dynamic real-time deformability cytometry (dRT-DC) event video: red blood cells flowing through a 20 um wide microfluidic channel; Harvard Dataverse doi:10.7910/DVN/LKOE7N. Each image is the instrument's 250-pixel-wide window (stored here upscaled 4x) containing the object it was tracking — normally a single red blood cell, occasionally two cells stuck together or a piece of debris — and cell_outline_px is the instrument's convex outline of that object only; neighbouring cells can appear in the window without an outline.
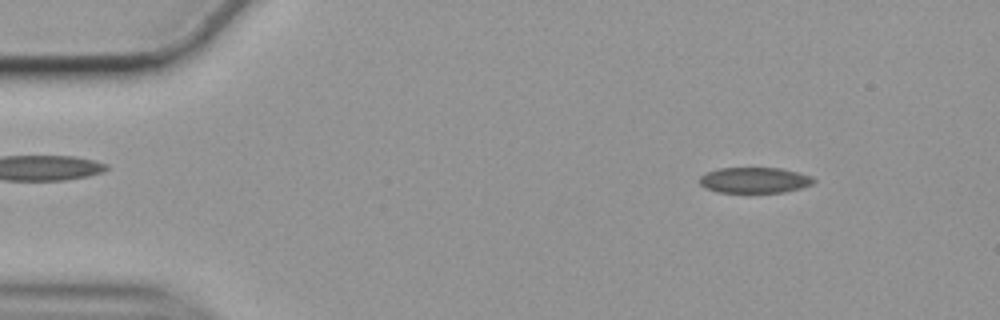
{"species": "common noctule bat (a hibernating species)", "species_latin": "Nyctalus noctula", "temperature_condition": "cold", "stored_images_in_passage": 56, "camera_frame_rate_fps": 3000, "um_per_image_px": 0.085, "animal": {"sex": "female", "body_mass_g": 19.9}, "frame": {"image": 1, "passage_image": 6, "time_ms": 1.667, "image_size_px": [1000, 320], "cell_outline_px": [[816, 180], [812, 184], [800, 188], [784, 192], [716, 192], [704, 188], [700, 184], [700, 176], [708, 172], [720, 168], [780, 168], [812, 176]], "centroid_in_image_um": [64.12, 15.32], "position_along_channel_um": 20.9, "area_um2": 16.99}}
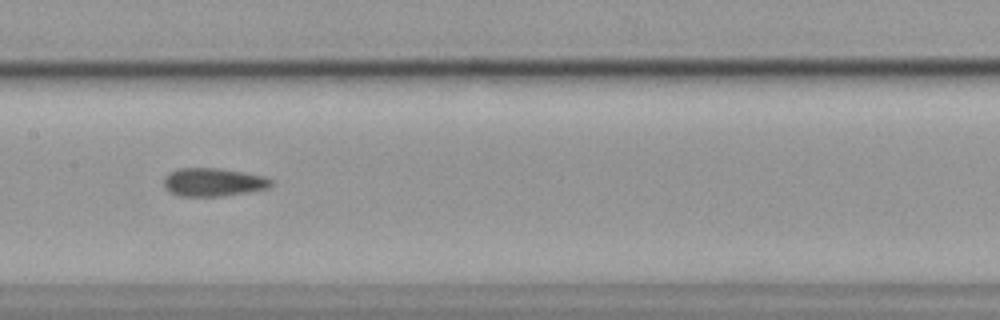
{"frame": {"image": 2, "passage_image": 27, "time_ms": 8.667, "image_size_px": [1000, 320], "cell_outline_px": [[272, 184], [268, 188], [248, 192], [224, 196], [180, 196], [168, 192], [164, 184], [164, 176], [180, 168], [216, 168], [264, 176], [272, 180]], "centroid_in_image_um": [18.11, 15.5], "position_along_channel_um": 189.3, "area_um2": 17.51}}
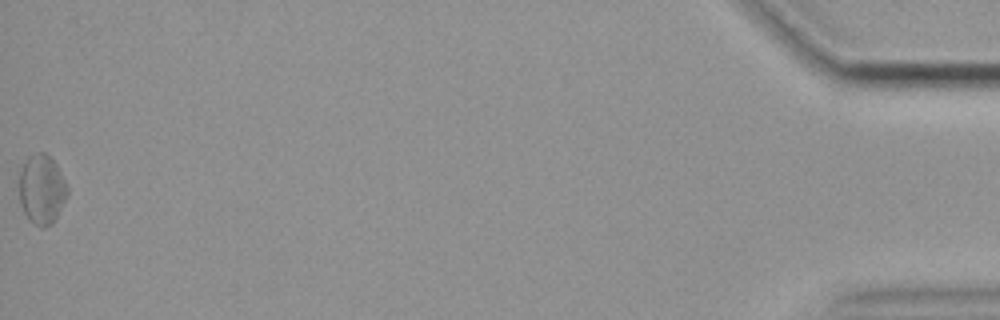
{"frame": {"image": 3, "passage_image": 56, "time_ms": 18.333, "image_size_px": [1000, 320], "cell_outline_px": [[68, 196], [52, 224], [44, 228], [40, 228], [24, 212], [20, 204], [20, 172], [28, 156], [36, 152], [44, 152], [56, 164], [68, 188]], "centroid_in_image_um": [3.57, 16.1], "position_along_channel_um": 431.6, "area_um2": 19.25}, "authors_computed_cell_mechanics": {"area_um2": 17.9758, "velocity_mm_per_s": 3.5231, "shape_relaxation_time_tau1_ms": null, "shape_relaxation_time_tau2_ms": 2.7806, "deformation_change_tau1": null, "deformation_change_tau2": 0.0907}}